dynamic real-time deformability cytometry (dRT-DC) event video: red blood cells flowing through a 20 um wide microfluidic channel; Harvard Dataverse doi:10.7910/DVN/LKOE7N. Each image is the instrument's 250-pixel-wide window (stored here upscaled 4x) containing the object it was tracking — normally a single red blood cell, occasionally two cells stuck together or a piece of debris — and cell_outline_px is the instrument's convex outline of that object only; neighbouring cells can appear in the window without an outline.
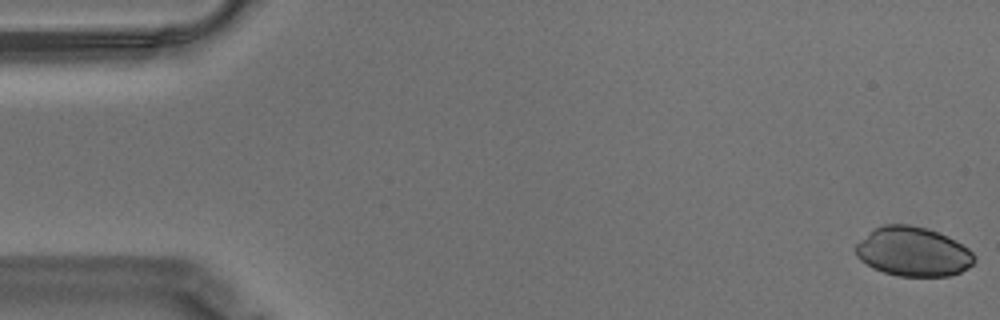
{"species": "Egyptian fruit bat (a non-hibernating species)", "species_latin": "Rousettus aegyptiacus", "temperature_condition": "warm", "stored_images_in_passage": 50, "camera_frame_rate_fps": 3000, "um_per_image_px": 0.085, "animal": {"sex": "male"}, "frame": {"image": 1, "passage_image": 1, "time_ms": 0.0, "image_size_px": [1000, 320], "cell_outline_px": [[976, 260], [968, 268], [960, 272], [948, 276], [900, 276], [884, 272], [872, 268], [860, 260], [856, 256], [856, 244], [872, 228], [884, 224], [908, 224], [924, 228], [948, 236], [968, 248], [976, 256]], "centroid_in_image_um": [77.6, 21.39], "position_along_channel_um": 7.4, "area_um2": 34.16}}
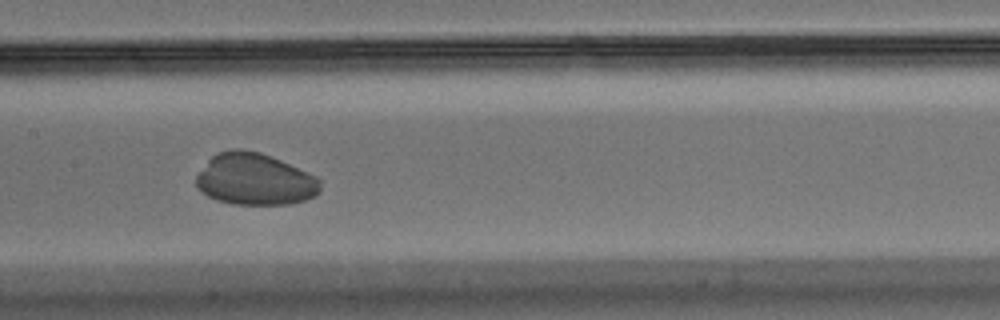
{"frame": {"image": 2, "passage_image": 28, "time_ms": 9.0, "image_size_px": [1000, 320], "cell_outline_px": [[320, 192], [316, 196], [304, 200], [288, 204], [232, 204], [216, 200], [200, 192], [196, 188], [196, 176], [208, 160], [216, 152], [232, 148], [240, 148], [260, 152], [280, 160], [316, 176], [320, 180]], "centroid_in_image_um": [21.63, 15.24], "position_along_channel_um": 185.8, "area_um2": 37.63}}
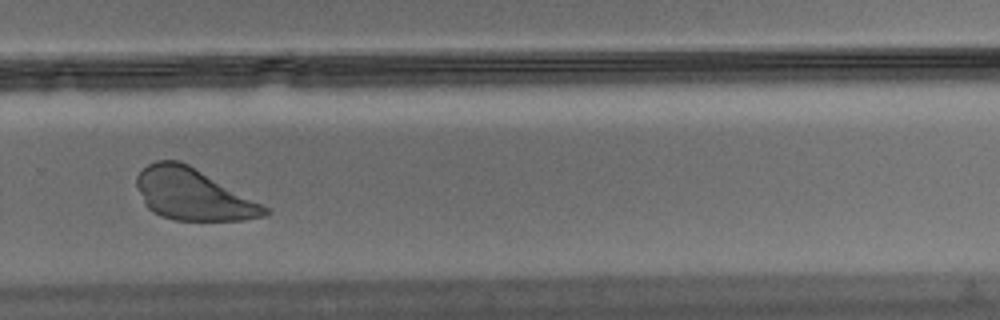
{"frame": {"image": 3, "passage_image": 39, "time_ms": 12.667, "image_size_px": [1000, 320], "cell_outline_px": [[272, 212], [268, 216], [244, 220], [176, 220], [160, 216], [152, 212], [144, 204], [136, 184], [136, 176], [148, 164], [156, 160], [180, 160], [188, 164], [268, 208]], "centroid_in_image_um": [16.38, 16.53], "position_along_channel_um": 313.4, "area_um2": 38.09}}